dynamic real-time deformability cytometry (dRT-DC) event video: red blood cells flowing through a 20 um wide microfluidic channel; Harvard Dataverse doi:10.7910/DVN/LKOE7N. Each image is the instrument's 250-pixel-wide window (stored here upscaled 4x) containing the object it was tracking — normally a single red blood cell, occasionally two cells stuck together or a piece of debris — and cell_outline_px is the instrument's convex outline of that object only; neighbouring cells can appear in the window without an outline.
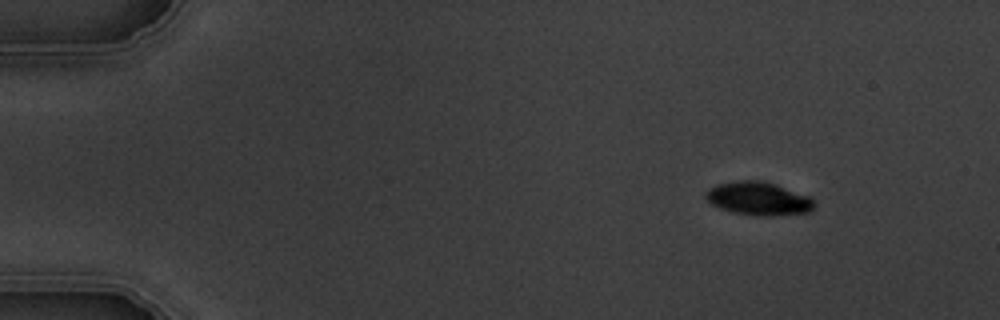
{"species": "common noctule bat (a hibernating species)", "species_latin": "Nyctalus noctula", "temperature_condition": "warm", "stored_images_in_passage": 4, "camera_frame_rate_fps": 3000, "um_per_image_px": 0.085, "animal": {"sex": "male", "body_mass_g": 19.5, "forearm_length_mm": 54.6}, "frame": {"image": 1, "passage_image": 1, "time_ms": 0.0, "image_size_px": [1000, 320], "cell_outline_px": [[816, 204], [808, 212], [772, 216], [756, 216], [732, 212], [720, 208], [712, 204], [704, 196], [704, 192], [708, 188], [716, 184], [736, 180], [764, 180], [776, 184], [808, 196]], "centroid_in_image_um": [64.42, 16.87], "position_along_channel_um": 20.6, "area_um2": 21.21}}
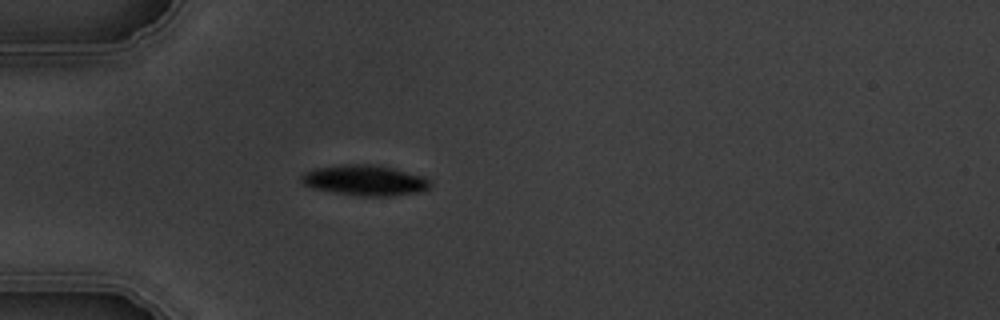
{"frame": {"image": 2, "passage_image": 4, "time_ms": 3.333, "image_size_px": [1000, 320], "cell_outline_px": [[432, 184], [428, 188], [420, 192], [388, 196], [360, 196], [336, 192], [316, 188], [304, 184], [300, 180], [300, 176], [304, 172], [316, 168], [344, 164], [376, 164], [424, 176], [432, 180]], "centroid_in_image_um": [31.06, 15.32], "position_along_channel_um": 53.9, "area_um2": 22.83}}